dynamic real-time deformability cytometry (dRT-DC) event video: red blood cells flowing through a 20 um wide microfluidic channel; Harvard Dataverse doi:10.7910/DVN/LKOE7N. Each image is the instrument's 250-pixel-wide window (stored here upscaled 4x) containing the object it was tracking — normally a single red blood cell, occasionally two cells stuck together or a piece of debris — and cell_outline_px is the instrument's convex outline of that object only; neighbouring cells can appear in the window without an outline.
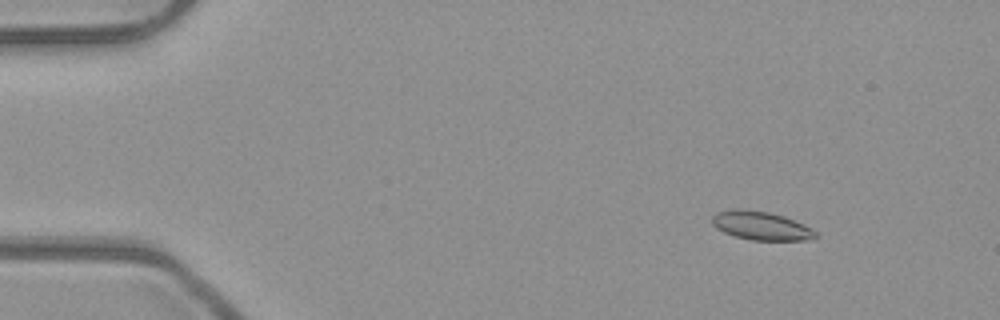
{"species": "common noctule bat (a hibernating species)", "species_latin": "Nyctalus noctula", "temperature_condition": "room temperature", "stored_images_in_passage": 53, "camera_frame_rate_fps": 3000, "um_per_image_px": 0.085, "animal": {"sex": "male", "body_mass_g": 23.1, "forearm_length_mm": 52.7}, "frame": {"image": 1, "passage_image": 7, "time_ms": 2.0, "image_size_px": [1000, 320], "cell_outline_px": [[820, 236], [808, 240], [752, 240], [736, 236], [724, 232], [716, 228], [712, 224], [712, 216], [716, 212], [732, 208], [740, 208], [768, 212], [784, 216], [804, 224], [812, 228]], "centroid_in_image_um": [64.69, 19.17], "position_along_channel_um": 20.3, "area_um2": 17.4}}
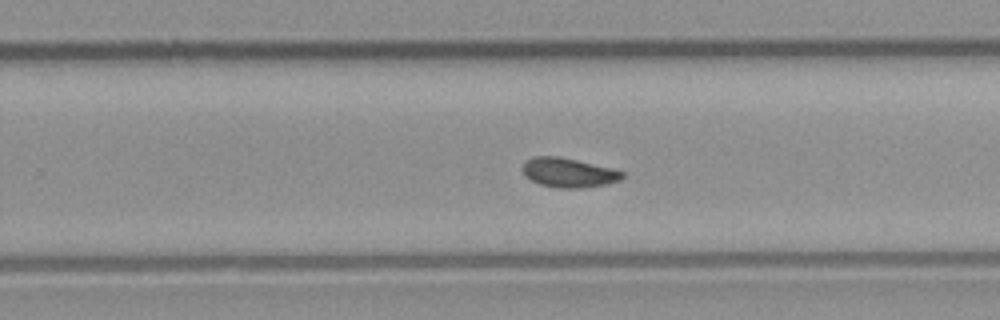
{"frame": {"image": 2, "passage_image": 34, "time_ms": 11.0, "image_size_px": [1000, 320], "cell_outline_px": [[624, 176], [620, 180], [608, 184], [580, 188], [556, 188], [540, 184], [524, 176], [524, 160], [532, 156], [556, 156], [576, 160], [612, 168], [624, 172]], "centroid_in_image_um": [48.33, 14.68], "position_along_channel_um": 281.5, "area_um2": 17.05}}
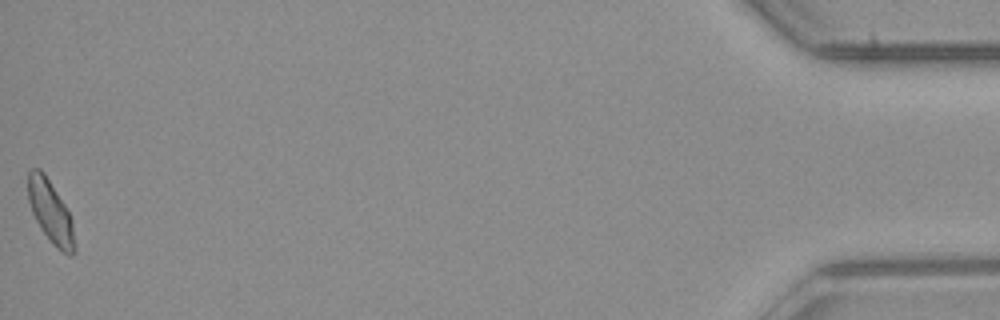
{"frame": {"image": 3, "passage_image": 53, "time_ms": 17.333, "image_size_px": [1000, 320], "cell_outline_px": [[76, 252], [72, 256], [68, 256], [56, 248], [40, 228], [32, 212], [28, 200], [28, 172], [32, 168], [40, 168], [44, 172], [64, 204], [72, 220], [76, 248]], "centroid_in_image_um": [4.31, 18.04], "position_along_channel_um": 430.9, "area_um2": 17.05}, "authors_computed_cell_mechanics": {"area_um2": 17.051, "velocity_mm_per_s": 3.9702, "shape_relaxation_time_tau1_ms": null, "shape_relaxation_time_tau2_ms": 10.6848, "deformation_change_tau1": null, "deformation_change_tau2": 0.1305}}